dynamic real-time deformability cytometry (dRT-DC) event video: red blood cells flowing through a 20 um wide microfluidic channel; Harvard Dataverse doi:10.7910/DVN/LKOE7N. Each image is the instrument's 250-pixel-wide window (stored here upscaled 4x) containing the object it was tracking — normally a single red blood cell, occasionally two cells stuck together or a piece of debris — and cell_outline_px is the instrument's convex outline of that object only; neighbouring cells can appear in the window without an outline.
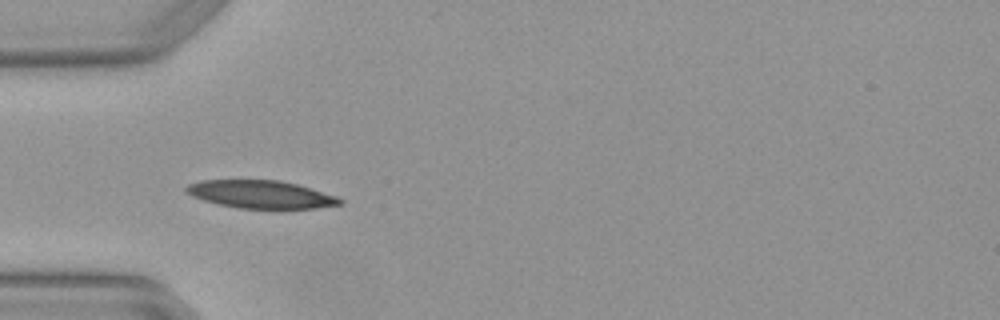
{"species": "Egyptian fruit bat (a non-hibernating species)", "species_latin": "Rousettus aegyptiacus", "temperature_condition": "warm", "stored_images_in_passage": 6, "camera_frame_rate_fps": 3000, "um_per_image_px": 0.085, "animal": {"sex": "female"}, "frame": {"image": 1, "passage_image": 5, "time_ms": 1.333, "image_size_px": [1000, 320], "cell_outline_px": [[344, 204], [316, 208], [236, 208], [204, 200], [192, 196], [184, 192], [184, 188], [188, 184], [200, 180], [280, 180], [296, 184], [336, 196], [344, 200]], "centroid_in_image_um": [22.15, 16.52], "position_along_channel_um": 62.9, "area_um2": 24.85}}
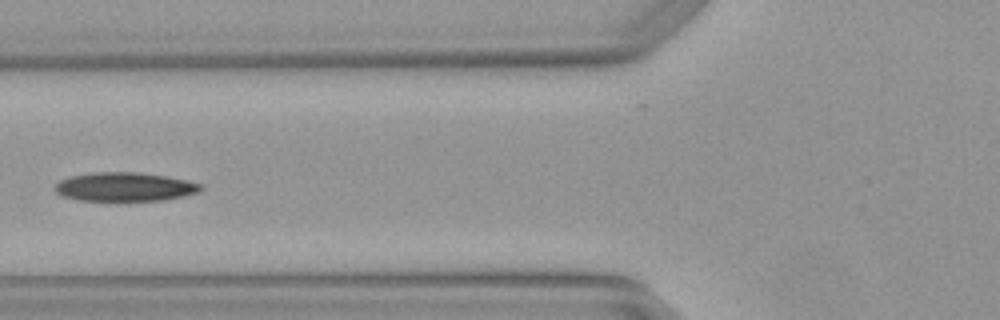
{"frame": {"image": 2, "passage_image": 6, "time_ms": 1.667, "image_size_px": [1000, 320], "cell_outline_px": [[204, 188], [200, 192], [184, 196], [164, 200], [80, 200], [60, 196], [52, 188], [60, 180], [72, 176], [92, 172], [140, 172], [164, 176], [204, 184]], "centroid_in_image_um": [10.61, 15.88], "position_along_channel_um": 115.2, "area_um2": 24.57}}